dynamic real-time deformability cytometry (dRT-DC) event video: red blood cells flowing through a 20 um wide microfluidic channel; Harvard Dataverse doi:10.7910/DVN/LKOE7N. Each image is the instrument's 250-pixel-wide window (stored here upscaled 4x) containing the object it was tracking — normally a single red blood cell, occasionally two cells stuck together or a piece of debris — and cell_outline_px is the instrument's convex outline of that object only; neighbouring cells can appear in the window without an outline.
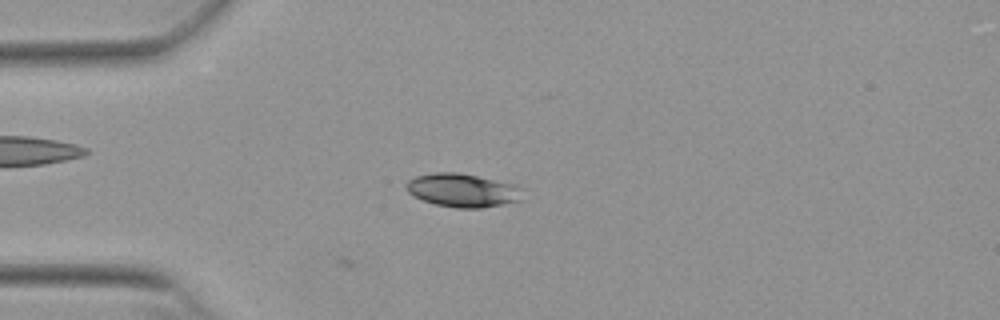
{"species": "Egyptian fruit bat (a non-hibernating species)", "species_latin": "Rousettus aegyptiacus", "temperature_condition": "warm", "stored_images_in_passage": 11, "camera_frame_rate_fps": 3000, "um_per_image_px": 0.085, "animal": {"sex": "female"}, "frame": {"image": 1, "passage_image": 11, "time_ms": 3.333, "image_size_px": [1000, 320], "cell_outline_px": [[524, 188], [520, 200], [480, 208], [456, 208], [436, 204], [424, 200], [408, 192], [404, 184], [408, 180], [416, 176], [436, 172], [456, 172], [516, 184]], "centroid_in_image_um": [39.33, 16.16], "position_along_channel_um": 45.7, "area_um2": 22.54}}